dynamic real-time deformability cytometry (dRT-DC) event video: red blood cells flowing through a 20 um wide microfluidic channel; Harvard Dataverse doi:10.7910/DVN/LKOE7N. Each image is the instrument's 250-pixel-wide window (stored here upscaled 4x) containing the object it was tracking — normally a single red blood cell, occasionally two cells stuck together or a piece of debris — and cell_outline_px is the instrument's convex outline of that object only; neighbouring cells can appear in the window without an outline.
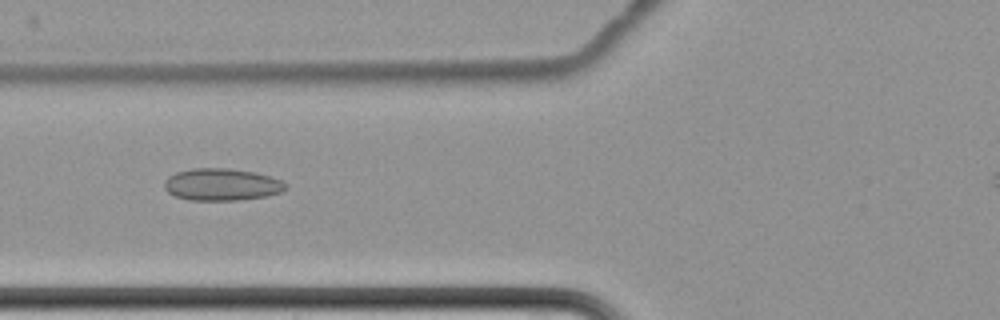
{"species": "common noctule bat (a hibernating species)", "species_latin": "Nyctalus noctula", "temperature_condition": "cold", "stored_images_in_passage": 5, "camera_frame_rate_fps": 3000, "um_per_image_px": 0.085, "animal": {"sex": "female", "body_mass_g": 22.7, "forearm_length_mm": 54.2}, "frame": {"image": 1, "passage_image": 4, "time_ms": 3.667, "image_size_px": [1000, 320], "cell_outline_px": [[288, 188], [280, 192], [268, 196], [240, 200], [188, 200], [176, 196], [168, 192], [164, 188], [164, 180], [168, 176], [176, 172], [192, 168], [228, 168], [256, 172], [272, 176], [288, 184]], "centroid_in_image_um": [18.87, 15.68], "position_along_channel_um": 106.9, "area_um2": 23.0}}
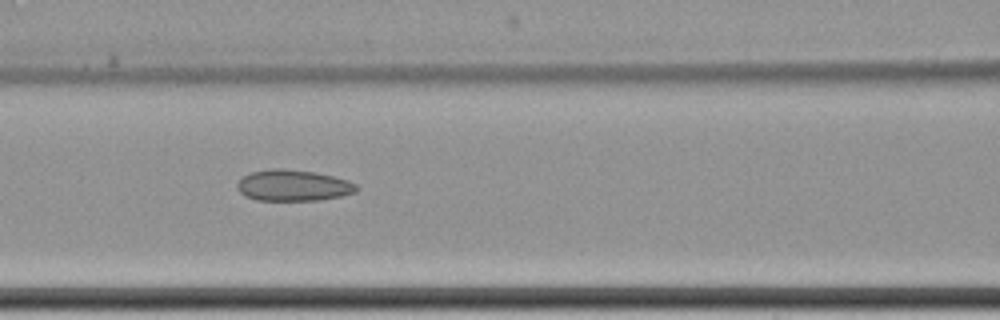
{"frame": {"image": 2, "passage_image": 5, "time_ms": 4.667, "image_size_px": [1000, 320], "cell_outline_px": [[360, 188], [356, 192], [340, 196], [320, 200], [256, 200], [244, 196], [236, 188], [236, 184], [244, 176], [252, 172], [272, 168], [280, 168], [312, 172], [332, 176], [348, 180], [356, 184]], "centroid_in_image_um": [24.92, 15.77], "position_along_channel_um": 141.7, "area_um2": 21.62}}